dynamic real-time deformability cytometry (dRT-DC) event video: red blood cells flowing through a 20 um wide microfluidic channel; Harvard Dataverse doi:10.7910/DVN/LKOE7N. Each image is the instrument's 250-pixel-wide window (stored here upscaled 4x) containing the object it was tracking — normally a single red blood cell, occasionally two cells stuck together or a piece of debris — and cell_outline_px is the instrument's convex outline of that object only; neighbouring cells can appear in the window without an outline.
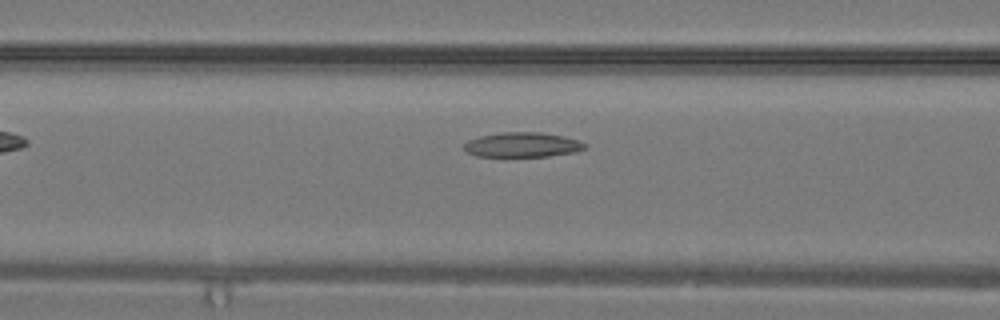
{"species": "common noctule bat (a hibernating species)", "species_latin": "Nyctalus noctula", "temperature_condition": "warm", "stored_images_in_passage": 19, "camera_frame_rate_fps": 3000, "um_per_image_px": 0.085, "animal": {"sex": "male", "body_mass_g": 19.2, "forearm_length_mm": 51.8}, "frame": {"image": 1, "passage_image": 4, "time_ms": 1.0, "image_size_px": [1000, 320], "cell_outline_px": [[584, 148], [576, 152], [548, 156], [476, 156], [468, 152], [464, 148], [464, 144], [468, 140], [480, 136], [500, 132], [540, 132], [564, 136], [580, 140], [584, 144]], "centroid_in_image_um": [44.4, 12.3], "position_along_channel_um": 122.2, "area_um2": 17.34}}
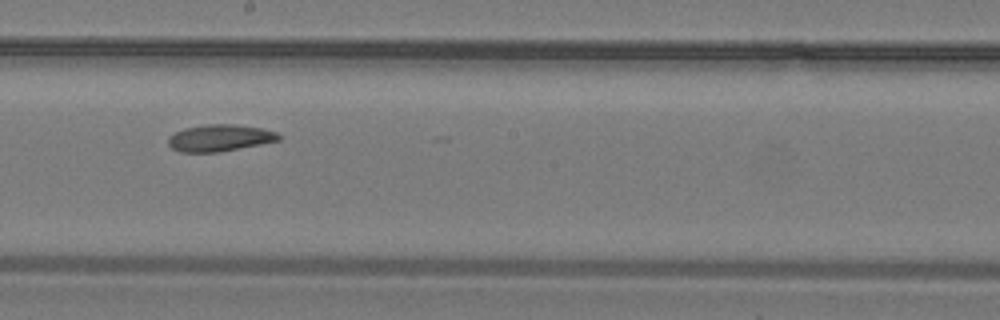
{"frame": {"image": 2, "passage_image": 9, "time_ms": 2.667, "image_size_px": [1000, 320], "cell_outline_px": [[280, 140], [220, 152], [180, 152], [172, 148], [168, 144], [168, 136], [184, 128], [208, 124], [232, 124], [260, 128], [276, 132], [280, 136]], "centroid_in_image_um": [18.65, 11.73], "position_along_channel_um": 229.6, "area_um2": 17.11}}
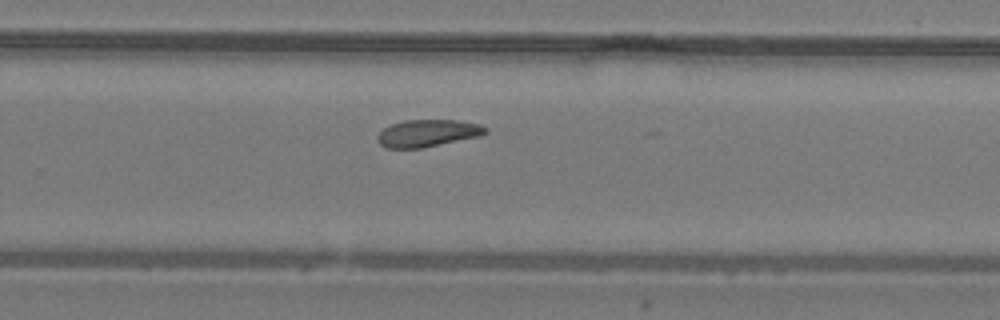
{"frame": {"image": 3, "passage_image": 12, "time_ms": 3.667, "image_size_px": [1000, 320], "cell_outline_px": [[488, 132], [480, 136], [424, 148], [388, 148], [380, 144], [376, 140], [376, 136], [384, 128], [392, 124], [404, 120], [456, 120], [480, 124], [488, 128]], "centroid_in_image_um": [36.36, 11.32], "position_along_channel_um": 293.4, "area_um2": 17.22}}